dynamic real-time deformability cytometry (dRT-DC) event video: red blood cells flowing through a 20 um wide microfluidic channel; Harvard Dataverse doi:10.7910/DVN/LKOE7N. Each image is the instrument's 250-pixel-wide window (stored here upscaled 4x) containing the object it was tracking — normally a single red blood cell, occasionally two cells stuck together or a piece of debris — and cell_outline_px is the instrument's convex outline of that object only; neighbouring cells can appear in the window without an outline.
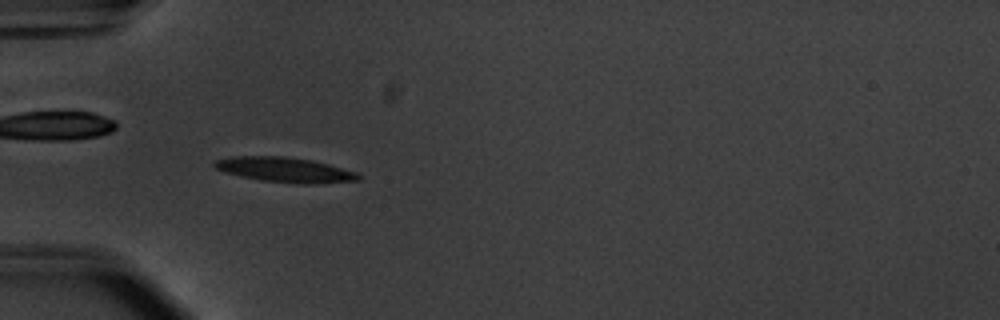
{"species": "common noctule bat (a hibernating species)", "species_latin": "Nyctalus noctula", "temperature_condition": "warm", "stored_images_in_passage": 54, "camera_frame_rate_fps": 3000, "um_per_image_px": 0.085, "animal": {"sex": "male", "body_mass_g": 20.1, "forearm_length_mm": 53.5}, "frame": {"image": 1, "passage_image": 17, "time_ms": 5.333, "image_size_px": [1000, 320], "cell_outline_px": [[360, 180], [308, 184], [304, 184], [260, 180], [240, 176], [224, 172], [216, 168], [212, 164], [216, 160], [232, 156], [284, 156], [312, 160], [328, 164], [356, 172], [360, 176]], "centroid_in_image_um": [24.19, 14.42], "position_along_channel_um": 60.8, "area_um2": 20.75}}
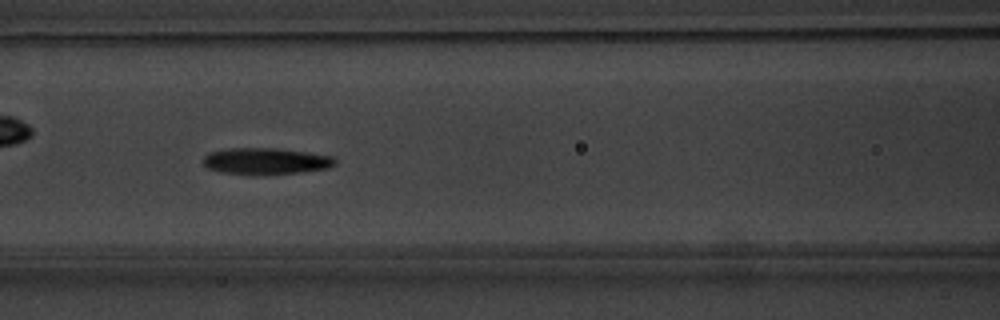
{"frame": {"image": 2, "passage_image": 24, "time_ms": 7.667, "image_size_px": [1000, 320], "cell_outline_px": [[336, 164], [328, 168], [300, 172], [264, 176], [252, 176], [220, 172], [208, 168], [204, 164], [204, 156], [208, 152], [228, 148], [276, 148], [308, 152], [332, 156], [336, 160]], "centroid_in_image_um": [22.58, 13.71], "position_along_channel_um": 144.0, "area_um2": 20.87}}
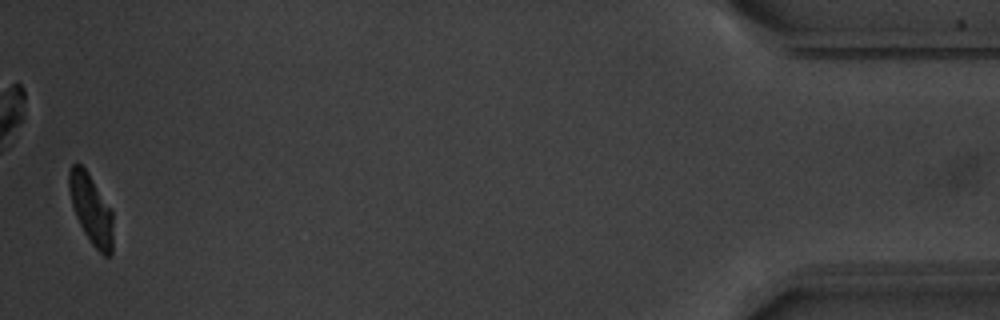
{"frame": {"image": 3, "passage_image": 53, "time_ms": 17.333, "image_size_px": [1000, 320], "cell_outline_px": [[112, 252], [108, 256], [104, 256], [92, 244], [84, 232], [76, 216], [72, 204], [68, 188], [68, 172], [72, 164], [80, 164], [88, 172], [112, 212]], "centroid_in_image_um": [7.72, 17.77], "position_along_channel_um": 427.5, "area_um2": 17.51}, "authors_computed_cell_mechanics": {"area_um2": 19.4208, "velocity_mm_per_s": 3.7742, "shape_relaxation_time_tau1_ms": 2.1166, "shape_relaxation_time_tau2_ms": 3.8478, "deformation_change_tau1": 0.1695, "deformation_change_tau2": 0.1181}}